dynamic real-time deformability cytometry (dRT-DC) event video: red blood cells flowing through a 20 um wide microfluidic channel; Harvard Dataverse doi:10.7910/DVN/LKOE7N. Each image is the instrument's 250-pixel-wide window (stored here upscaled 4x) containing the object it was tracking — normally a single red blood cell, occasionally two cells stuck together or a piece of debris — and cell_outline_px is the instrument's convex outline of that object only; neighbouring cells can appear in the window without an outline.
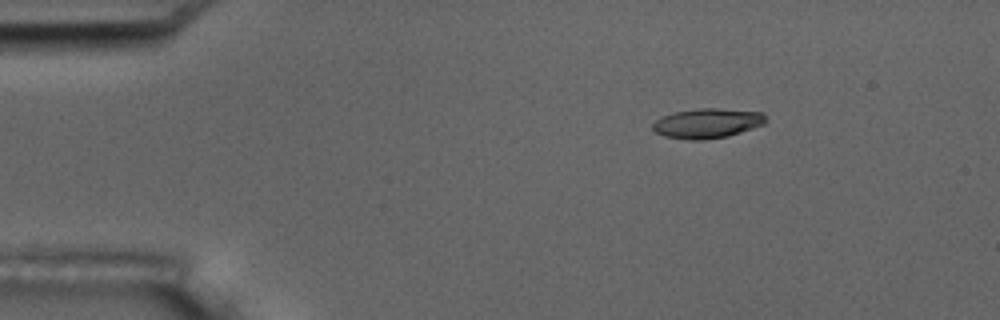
{"species": "common noctule bat (a hibernating species)", "species_latin": "Nyctalus noctula", "temperature_condition": "room temperature", "stored_images_in_passage": 7, "camera_frame_rate_fps": 3000, "um_per_image_px": 0.085, "animal": {"sex": "male", "body_mass_g": 17.5, "forearm_length_mm": 52.3}, "frame": {"image": 1, "passage_image": 3, "time_ms": 2.333, "image_size_px": [1000, 320], "cell_outline_px": [[768, 120], [764, 124], [728, 136], [700, 140], [688, 140], [664, 136], [656, 132], [652, 128], [652, 124], [656, 120], [664, 116], [676, 112], [696, 108], [720, 108], [764, 112]], "centroid_in_image_um": [60.15, 10.47], "position_along_channel_um": 24.8, "area_um2": 19.65}}
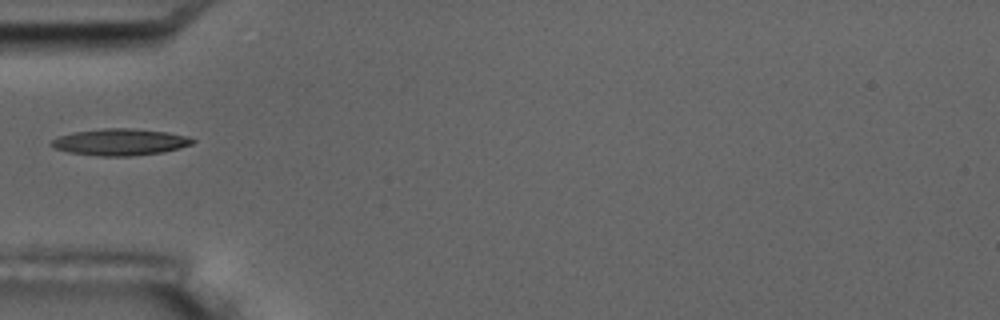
{"frame": {"image": 2, "passage_image": 6, "time_ms": 5.667, "image_size_px": [1000, 320], "cell_outline_px": [[196, 140], [192, 144], [180, 148], [164, 152], [128, 156], [100, 156], [68, 152], [52, 148], [48, 144], [56, 136], [72, 132], [104, 128], [132, 128], [168, 132], [188, 136]], "centroid_in_image_um": [10.17, 12.07], "position_along_channel_um": 74.8, "area_um2": 22.2}}